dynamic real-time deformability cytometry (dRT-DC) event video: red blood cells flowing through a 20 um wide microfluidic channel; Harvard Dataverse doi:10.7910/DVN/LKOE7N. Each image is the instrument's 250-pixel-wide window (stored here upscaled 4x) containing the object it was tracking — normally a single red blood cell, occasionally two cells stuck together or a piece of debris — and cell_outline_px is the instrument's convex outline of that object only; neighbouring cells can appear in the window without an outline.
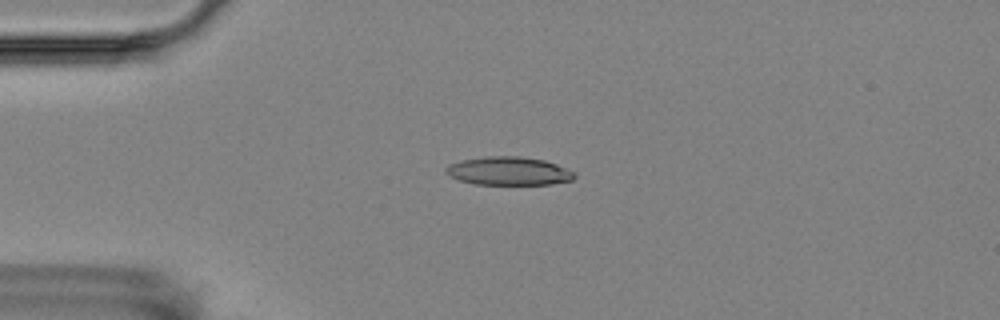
{"species": "Egyptian fruit bat (a non-hibernating species)", "species_latin": "Rousettus aegyptiacus", "temperature_condition": "room temperature", "stored_images_in_passage": 6, "camera_frame_rate_fps": 3000, "um_per_image_px": 0.085, "animal": {"sex": "female"}, "frame": {"image": 1, "passage_image": 4, "time_ms": 3.333, "image_size_px": [1000, 320], "cell_outline_px": [[576, 176], [572, 180], [552, 184], [476, 184], [460, 180], [448, 176], [444, 172], [444, 168], [448, 164], [460, 160], [488, 156], [520, 156], [544, 160], [556, 164], [576, 172]], "centroid_in_image_um": [43.22, 14.53], "position_along_channel_um": 41.8, "area_um2": 21.39}}